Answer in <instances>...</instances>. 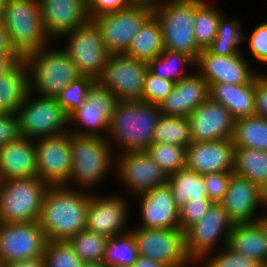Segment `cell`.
I'll use <instances>...</instances> for the list:
<instances>
[{"instance_id": "obj_45", "label": "cell", "mask_w": 267, "mask_h": 267, "mask_svg": "<svg viewBox=\"0 0 267 267\" xmlns=\"http://www.w3.org/2000/svg\"><path fill=\"white\" fill-rule=\"evenodd\" d=\"M225 251L213 257L204 267H252L255 261L250 257L234 251L229 245Z\"/></svg>"}, {"instance_id": "obj_48", "label": "cell", "mask_w": 267, "mask_h": 267, "mask_svg": "<svg viewBox=\"0 0 267 267\" xmlns=\"http://www.w3.org/2000/svg\"><path fill=\"white\" fill-rule=\"evenodd\" d=\"M129 0H86L90 20L99 15L130 7Z\"/></svg>"}, {"instance_id": "obj_61", "label": "cell", "mask_w": 267, "mask_h": 267, "mask_svg": "<svg viewBox=\"0 0 267 267\" xmlns=\"http://www.w3.org/2000/svg\"><path fill=\"white\" fill-rule=\"evenodd\" d=\"M264 204H266L264 206H267V193L264 195Z\"/></svg>"}, {"instance_id": "obj_3", "label": "cell", "mask_w": 267, "mask_h": 267, "mask_svg": "<svg viewBox=\"0 0 267 267\" xmlns=\"http://www.w3.org/2000/svg\"><path fill=\"white\" fill-rule=\"evenodd\" d=\"M2 24L12 49L24 58L43 48L49 36L41 17L39 0H6Z\"/></svg>"}, {"instance_id": "obj_27", "label": "cell", "mask_w": 267, "mask_h": 267, "mask_svg": "<svg viewBox=\"0 0 267 267\" xmlns=\"http://www.w3.org/2000/svg\"><path fill=\"white\" fill-rule=\"evenodd\" d=\"M209 87V97L225 106L235 120L256 115L255 77L247 84L217 83Z\"/></svg>"}, {"instance_id": "obj_59", "label": "cell", "mask_w": 267, "mask_h": 267, "mask_svg": "<svg viewBox=\"0 0 267 267\" xmlns=\"http://www.w3.org/2000/svg\"><path fill=\"white\" fill-rule=\"evenodd\" d=\"M252 267H267V262H256Z\"/></svg>"}, {"instance_id": "obj_38", "label": "cell", "mask_w": 267, "mask_h": 267, "mask_svg": "<svg viewBox=\"0 0 267 267\" xmlns=\"http://www.w3.org/2000/svg\"><path fill=\"white\" fill-rule=\"evenodd\" d=\"M220 18L216 38L207 50L214 55L230 56L239 53L237 46L244 39L240 31L238 20H225Z\"/></svg>"}, {"instance_id": "obj_55", "label": "cell", "mask_w": 267, "mask_h": 267, "mask_svg": "<svg viewBox=\"0 0 267 267\" xmlns=\"http://www.w3.org/2000/svg\"><path fill=\"white\" fill-rule=\"evenodd\" d=\"M158 1L160 2V0H129L131 6L144 7L153 12L161 6V4H158Z\"/></svg>"}, {"instance_id": "obj_15", "label": "cell", "mask_w": 267, "mask_h": 267, "mask_svg": "<svg viewBox=\"0 0 267 267\" xmlns=\"http://www.w3.org/2000/svg\"><path fill=\"white\" fill-rule=\"evenodd\" d=\"M118 102L119 100L109 89L96 81L88 90L84 104L68 117L69 123L82 124L81 127L86 130L80 129L71 134L104 137L101 131H107L108 135L110 121Z\"/></svg>"}, {"instance_id": "obj_47", "label": "cell", "mask_w": 267, "mask_h": 267, "mask_svg": "<svg viewBox=\"0 0 267 267\" xmlns=\"http://www.w3.org/2000/svg\"><path fill=\"white\" fill-rule=\"evenodd\" d=\"M248 40L251 55L258 61L267 63V22L257 26Z\"/></svg>"}, {"instance_id": "obj_21", "label": "cell", "mask_w": 267, "mask_h": 267, "mask_svg": "<svg viewBox=\"0 0 267 267\" xmlns=\"http://www.w3.org/2000/svg\"><path fill=\"white\" fill-rule=\"evenodd\" d=\"M39 3L49 37H62L90 20L86 0H39Z\"/></svg>"}, {"instance_id": "obj_11", "label": "cell", "mask_w": 267, "mask_h": 267, "mask_svg": "<svg viewBox=\"0 0 267 267\" xmlns=\"http://www.w3.org/2000/svg\"><path fill=\"white\" fill-rule=\"evenodd\" d=\"M69 35L71 39L63 50L69 55L81 75H87L96 80L102 75L111 55L105 47L101 33L96 24L89 20L76 28Z\"/></svg>"}, {"instance_id": "obj_16", "label": "cell", "mask_w": 267, "mask_h": 267, "mask_svg": "<svg viewBox=\"0 0 267 267\" xmlns=\"http://www.w3.org/2000/svg\"><path fill=\"white\" fill-rule=\"evenodd\" d=\"M233 225L222 204L213 202L207 214L185 231V248L188 256L193 262L203 259L212 250L215 242H218L219 237L225 236L223 240L225 246L228 245Z\"/></svg>"}, {"instance_id": "obj_52", "label": "cell", "mask_w": 267, "mask_h": 267, "mask_svg": "<svg viewBox=\"0 0 267 267\" xmlns=\"http://www.w3.org/2000/svg\"><path fill=\"white\" fill-rule=\"evenodd\" d=\"M20 59L18 54L0 55V75L10 70Z\"/></svg>"}, {"instance_id": "obj_60", "label": "cell", "mask_w": 267, "mask_h": 267, "mask_svg": "<svg viewBox=\"0 0 267 267\" xmlns=\"http://www.w3.org/2000/svg\"><path fill=\"white\" fill-rule=\"evenodd\" d=\"M261 192L263 196L267 193V179H266V183L261 187Z\"/></svg>"}, {"instance_id": "obj_29", "label": "cell", "mask_w": 267, "mask_h": 267, "mask_svg": "<svg viewBox=\"0 0 267 267\" xmlns=\"http://www.w3.org/2000/svg\"><path fill=\"white\" fill-rule=\"evenodd\" d=\"M228 245L255 262H267V234L259 221L234 224Z\"/></svg>"}, {"instance_id": "obj_46", "label": "cell", "mask_w": 267, "mask_h": 267, "mask_svg": "<svg viewBox=\"0 0 267 267\" xmlns=\"http://www.w3.org/2000/svg\"><path fill=\"white\" fill-rule=\"evenodd\" d=\"M234 173L217 172L204 175L208 198L214 203H220L227 191L228 183Z\"/></svg>"}, {"instance_id": "obj_25", "label": "cell", "mask_w": 267, "mask_h": 267, "mask_svg": "<svg viewBox=\"0 0 267 267\" xmlns=\"http://www.w3.org/2000/svg\"><path fill=\"white\" fill-rule=\"evenodd\" d=\"M209 89L208 82L197 73L181 79L158 105L161 115L188 117L209 98Z\"/></svg>"}, {"instance_id": "obj_58", "label": "cell", "mask_w": 267, "mask_h": 267, "mask_svg": "<svg viewBox=\"0 0 267 267\" xmlns=\"http://www.w3.org/2000/svg\"><path fill=\"white\" fill-rule=\"evenodd\" d=\"M5 1L6 0H0V23L2 22V18H3Z\"/></svg>"}, {"instance_id": "obj_24", "label": "cell", "mask_w": 267, "mask_h": 267, "mask_svg": "<svg viewBox=\"0 0 267 267\" xmlns=\"http://www.w3.org/2000/svg\"><path fill=\"white\" fill-rule=\"evenodd\" d=\"M127 203L117 196L99 198L90 196L86 229L111 237L126 233ZM124 224V225H123ZM123 231V232H122Z\"/></svg>"}, {"instance_id": "obj_40", "label": "cell", "mask_w": 267, "mask_h": 267, "mask_svg": "<svg viewBox=\"0 0 267 267\" xmlns=\"http://www.w3.org/2000/svg\"><path fill=\"white\" fill-rule=\"evenodd\" d=\"M145 151L168 176L185 169L186 148L182 146L152 143Z\"/></svg>"}, {"instance_id": "obj_7", "label": "cell", "mask_w": 267, "mask_h": 267, "mask_svg": "<svg viewBox=\"0 0 267 267\" xmlns=\"http://www.w3.org/2000/svg\"><path fill=\"white\" fill-rule=\"evenodd\" d=\"M108 142L105 137L70 133L72 168L69 181L72 179L82 187H89L103 178L112 168L114 159Z\"/></svg>"}, {"instance_id": "obj_49", "label": "cell", "mask_w": 267, "mask_h": 267, "mask_svg": "<svg viewBox=\"0 0 267 267\" xmlns=\"http://www.w3.org/2000/svg\"><path fill=\"white\" fill-rule=\"evenodd\" d=\"M21 136L17 114H0V148Z\"/></svg>"}, {"instance_id": "obj_33", "label": "cell", "mask_w": 267, "mask_h": 267, "mask_svg": "<svg viewBox=\"0 0 267 267\" xmlns=\"http://www.w3.org/2000/svg\"><path fill=\"white\" fill-rule=\"evenodd\" d=\"M233 173L250 180L261 188L267 179V151L235 148Z\"/></svg>"}, {"instance_id": "obj_26", "label": "cell", "mask_w": 267, "mask_h": 267, "mask_svg": "<svg viewBox=\"0 0 267 267\" xmlns=\"http://www.w3.org/2000/svg\"><path fill=\"white\" fill-rule=\"evenodd\" d=\"M25 136L0 148V182L12 178L38 177L35 143Z\"/></svg>"}, {"instance_id": "obj_56", "label": "cell", "mask_w": 267, "mask_h": 267, "mask_svg": "<svg viewBox=\"0 0 267 267\" xmlns=\"http://www.w3.org/2000/svg\"><path fill=\"white\" fill-rule=\"evenodd\" d=\"M258 221L260 222V224L262 225V227L265 229V232L267 234V215L265 216H261L258 218Z\"/></svg>"}, {"instance_id": "obj_23", "label": "cell", "mask_w": 267, "mask_h": 267, "mask_svg": "<svg viewBox=\"0 0 267 267\" xmlns=\"http://www.w3.org/2000/svg\"><path fill=\"white\" fill-rule=\"evenodd\" d=\"M140 195L143 225L140 228L180 229L179 208L175 205L172 190L167 183Z\"/></svg>"}, {"instance_id": "obj_41", "label": "cell", "mask_w": 267, "mask_h": 267, "mask_svg": "<svg viewBox=\"0 0 267 267\" xmlns=\"http://www.w3.org/2000/svg\"><path fill=\"white\" fill-rule=\"evenodd\" d=\"M96 81L91 76L81 75L56 96L59 105L68 116L84 104L88 90Z\"/></svg>"}, {"instance_id": "obj_53", "label": "cell", "mask_w": 267, "mask_h": 267, "mask_svg": "<svg viewBox=\"0 0 267 267\" xmlns=\"http://www.w3.org/2000/svg\"><path fill=\"white\" fill-rule=\"evenodd\" d=\"M17 54L11 47L5 26L0 23V55Z\"/></svg>"}, {"instance_id": "obj_9", "label": "cell", "mask_w": 267, "mask_h": 267, "mask_svg": "<svg viewBox=\"0 0 267 267\" xmlns=\"http://www.w3.org/2000/svg\"><path fill=\"white\" fill-rule=\"evenodd\" d=\"M148 70L145 61L125 54H111L97 81L109 89L119 101H142Z\"/></svg>"}, {"instance_id": "obj_39", "label": "cell", "mask_w": 267, "mask_h": 267, "mask_svg": "<svg viewBox=\"0 0 267 267\" xmlns=\"http://www.w3.org/2000/svg\"><path fill=\"white\" fill-rule=\"evenodd\" d=\"M176 61V62H175ZM181 63V65L192 64L195 65V60L187 54L177 51L165 49L164 52L149 61L148 69L151 73L163 79H169L173 82H178L183 78L190 76L189 74H182L183 71H177L173 63Z\"/></svg>"}, {"instance_id": "obj_10", "label": "cell", "mask_w": 267, "mask_h": 267, "mask_svg": "<svg viewBox=\"0 0 267 267\" xmlns=\"http://www.w3.org/2000/svg\"><path fill=\"white\" fill-rule=\"evenodd\" d=\"M153 14L150 9L130 6L99 15L91 20L98 27L108 52L125 54L133 37Z\"/></svg>"}, {"instance_id": "obj_13", "label": "cell", "mask_w": 267, "mask_h": 267, "mask_svg": "<svg viewBox=\"0 0 267 267\" xmlns=\"http://www.w3.org/2000/svg\"><path fill=\"white\" fill-rule=\"evenodd\" d=\"M70 132L44 137L35 143L38 178L48 186L68 184L72 168Z\"/></svg>"}, {"instance_id": "obj_19", "label": "cell", "mask_w": 267, "mask_h": 267, "mask_svg": "<svg viewBox=\"0 0 267 267\" xmlns=\"http://www.w3.org/2000/svg\"><path fill=\"white\" fill-rule=\"evenodd\" d=\"M234 143L232 139L210 142H191L186 148L185 168L201 175L234 170Z\"/></svg>"}, {"instance_id": "obj_6", "label": "cell", "mask_w": 267, "mask_h": 267, "mask_svg": "<svg viewBox=\"0 0 267 267\" xmlns=\"http://www.w3.org/2000/svg\"><path fill=\"white\" fill-rule=\"evenodd\" d=\"M154 15L162 28L165 49L196 60L202 50L195 41V0H165Z\"/></svg>"}, {"instance_id": "obj_22", "label": "cell", "mask_w": 267, "mask_h": 267, "mask_svg": "<svg viewBox=\"0 0 267 267\" xmlns=\"http://www.w3.org/2000/svg\"><path fill=\"white\" fill-rule=\"evenodd\" d=\"M220 203L234 224L251 223L258 221L253 216L258 205L264 204V196L257 184L233 174Z\"/></svg>"}, {"instance_id": "obj_2", "label": "cell", "mask_w": 267, "mask_h": 267, "mask_svg": "<svg viewBox=\"0 0 267 267\" xmlns=\"http://www.w3.org/2000/svg\"><path fill=\"white\" fill-rule=\"evenodd\" d=\"M161 117L158 105L141 100L119 101L112 115L109 131L115 142L126 151H145L152 143L157 121Z\"/></svg>"}, {"instance_id": "obj_4", "label": "cell", "mask_w": 267, "mask_h": 267, "mask_svg": "<svg viewBox=\"0 0 267 267\" xmlns=\"http://www.w3.org/2000/svg\"><path fill=\"white\" fill-rule=\"evenodd\" d=\"M24 59L31 74L30 90H37L43 97H56L63 88L81 76L63 49L50 51L43 47L27 54Z\"/></svg>"}, {"instance_id": "obj_57", "label": "cell", "mask_w": 267, "mask_h": 267, "mask_svg": "<svg viewBox=\"0 0 267 267\" xmlns=\"http://www.w3.org/2000/svg\"><path fill=\"white\" fill-rule=\"evenodd\" d=\"M83 267H107V266L102 262H97V263H84Z\"/></svg>"}, {"instance_id": "obj_35", "label": "cell", "mask_w": 267, "mask_h": 267, "mask_svg": "<svg viewBox=\"0 0 267 267\" xmlns=\"http://www.w3.org/2000/svg\"><path fill=\"white\" fill-rule=\"evenodd\" d=\"M191 142L188 117L161 115L154 131L153 143L178 145L187 148Z\"/></svg>"}, {"instance_id": "obj_50", "label": "cell", "mask_w": 267, "mask_h": 267, "mask_svg": "<svg viewBox=\"0 0 267 267\" xmlns=\"http://www.w3.org/2000/svg\"><path fill=\"white\" fill-rule=\"evenodd\" d=\"M256 115L267 118V76H255Z\"/></svg>"}, {"instance_id": "obj_14", "label": "cell", "mask_w": 267, "mask_h": 267, "mask_svg": "<svg viewBox=\"0 0 267 267\" xmlns=\"http://www.w3.org/2000/svg\"><path fill=\"white\" fill-rule=\"evenodd\" d=\"M46 242L39 221L0 223V261L3 264L44 255Z\"/></svg>"}, {"instance_id": "obj_32", "label": "cell", "mask_w": 267, "mask_h": 267, "mask_svg": "<svg viewBox=\"0 0 267 267\" xmlns=\"http://www.w3.org/2000/svg\"><path fill=\"white\" fill-rule=\"evenodd\" d=\"M232 141L234 148L267 151V118L253 115L236 119Z\"/></svg>"}, {"instance_id": "obj_17", "label": "cell", "mask_w": 267, "mask_h": 267, "mask_svg": "<svg viewBox=\"0 0 267 267\" xmlns=\"http://www.w3.org/2000/svg\"><path fill=\"white\" fill-rule=\"evenodd\" d=\"M119 157L115 167L119 177L134 194L151 190L168 183V175L151 159L146 151H126Z\"/></svg>"}, {"instance_id": "obj_12", "label": "cell", "mask_w": 267, "mask_h": 267, "mask_svg": "<svg viewBox=\"0 0 267 267\" xmlns=\"http://www.w3.org/2000/svg\"><path fill=\"white\" fill-rule=\"evenodd\" d=\"M139 255L170 267H184L193 260L185 248V232L181 229L135 228Z\"/></svg>"}, {"instance_id": "obj_18", "label": "cell", "mask_w": 267, "mask_h": 267, "mask_svg": "<svg viewBox=\"0 0 267 267\" xmlns=\"http://www.w3.org/2000/svg\"><path fill=\"white\" fill-rule=\"evenodd\" d=\"M188 118L192 142L232 139L235 119L225 106L210 97Z\"/></svg>"}, {"instance_id": "obj_5", "label": "cell", "mask_w": 267, "mask_h": 267, "mask_svg": "<svg viewBox=\"0 0 267 267\" xmlns=\"http://www.w3.org/2000/svg\"><path fill=\"white\" fill-rule=\"evenodd\" d=\"M48 185L38 177L0 182V223L39 221Z\"/></svg>"}, {"instance_id": "obj_42", "label": "cell", "mask_w": 267, "mask_h": 267, "mask_svg": "<svg viewBox=\"0 0 267 267\" xmlns=\"http://www.w3.org/2000/svg\"><path fill=\"white\" fill-rule=\"evenodd\" d=\"M46 267H83L68 241L47 240L44 250Z\"/></svg>"}, {"instance_id": "obj_44", "label": "cell", "mask_w": 267, "mask_h": 267, "mask_svg": "<svg viewBox=\"0 0 267 267\" xmlns=\"http://www.w3.org/2000/svg\"><path fill=\"white\" fill-rule=\"evenodd\" d=\"M213 204L210 199H190L179 209L180 229L186 231L199 222Z\"/></svg>"}, {"instance_id": "obj_34", "label": "cell", "mask_w": 267, "mask_h": 267, "mask_svg": "<svg viewBox=\"0 0 267 267\" xmlns=\"http://www.w3.org/2000/svg\"><path fill=\"white\" fill-rule=\"evenodd\" d=\"M136 238L132 231L108 237L101 262L107 267H131L139 258Z\"/></svg>"}, {"instance_id": "obj_20", "label": "cell", "mask_w": 267, "mask_h": 267, "mask_svg": "<svg viewBox=\"0 0 267 267\" xmlns=\"http://www.w3.org/2000/svg\"><path fill=\"white\" fill-rule=\"evenodd\" d=\"M196 64L199 66V75L209 85L217 83L247 84L257 75L252 73L240 53L230 56L214 55L206 49L200 52L195 60Z\"/></svg>"}, {"instance_id": "obj_1", "label": "cell", "mask_w": 267, "mask_h": 267, "mask_svg": "<svg viewBox=\"0 0 267 267\" xmlns=\"http://www.w3.org/2000/svg\"><path fill=\"white\" fill-rule=\"evenodd\" d=\"M78 192L68 186H49L46 190L39 224L47 240L68 241L86 229L91 195Z\"/></svg>"}, {"instance_id": "obj_36", "label": "cell", "mask_w": 267, "mask_h": 267, "mask_svg": "<svg viewBox=\"0 0 267 267\" xmlns=\"http://www.w3.org/2000/svg\"><path fill=\"white\" fill-rule=\"evenodd\" d=\"M205 0H195V41L201 50H206L216 38L222 14L206 4Z\"/></svg>"}, {"instance_id": "obj_37", "label": "cell", "mask_w": 267, "mask_h": 267, "mask_svg": "<svg viewBox=\"0 0 267 267\" xmlns=\"http://www.w3.org/2000/svg\"><path fill=\"white\" fill-rule=\"evenodd\" d=\"M108 236L84 229L68 242L83 263L101 262Z\"/></svg>"}, {"instance_id": "obj_28", "label": "cell", "mask_w": 267, "mask_h": 267, "mask_svg": "<svg viewBox=\"0 0 267 267\" xmlns=\"http://www.w3.org/2000/svg\"><path fill=\"white\" fill-rule=\"evenodd\" d=\"M27 64L21 58L10 70L0 75V112L17 114L30 91Z\"/></svg>"}, {"instance_id": "obj_54", "label": "cell", "mask_w": 267, "mask_h": 267, "mask_svg": "<svg viewBox=\"0 0 267 267\" xmlns=\"http://www.w3.org/2000/svg\"><path fill=\"white\" fill-rule=\"evenodd\" d=\"M131 267H170L167 264L139 256L137 261Z\"/></svg>"}, {"instance_id": "obj_30", "label": "cell", "mask_w": 267, "mask_h": 267, "mask_svg": "<svg viewBox=\"0 0 267 267\" xmlns=\"http://www.w3.org/2000/svg\"><path fill=\"white\" fill-rule=\"evenodd\" d=\"M165 50L162 28L153 14L133 37L126 56L149 62Z\"/></svg>"}, {"instance_id": "obj_8", "label": "cell", "mask_w": 267, "mask_h": 267, "mask_svg": "<svg viewBox=\"0 0 267 267\" xmlns=\"http://www.w3.org/2000/svg\"><path fill=\"white\" fill-rule=\"evenodd\" d=\"M32 90L26 96L17 111L21 136L29 139L33 137H52L66 133L69 116L59 105L56 97H43L29 101ZM63 129V130H62ZM66 129V130H64Z\"/></svg>"}, {"instance_id": "obj_43", "label": "cell", "mask_w": 267, "mask_h": 267, "mask_svg": "<svg viewBox=\"0 0 267 267\" xmlns=\"http://www.w3.org/2000/svg\"><path fill=\"white\" fill-rule=\"evenodd\" d=\"M175 83L169 79L160 78L148 70L142 101L159 105L173 91Z\"/></svg>"}, {"instance_id": "obj_51", "label": "cell", "mask_w": 267, "mask_h": 267, "mask_svg": "<svg viewBox=\"0 0 267 267\" xmlns=\"http://www.w3.org/2000/svg\"><path fill=\"white\" fill-rule=\"evenodd\" d=\"M3 267H46L44 255L3 264Z\"/></svg>"}, {"instance_id": "obj_31", "label": "cell", "mask_w": 267, "mask_h": 267, "mask_svg": "<svg viewBox=\"0 0 267 267\" xmlns=\"http://www.w3.org/2000/svg\"><path fill=\"white\" fill-rule=\"evenodd\" d=\"M175 205L180 209L190 199H209L204 175L189 169H181L168 176Z\"/></svg>"}]
</instances>
